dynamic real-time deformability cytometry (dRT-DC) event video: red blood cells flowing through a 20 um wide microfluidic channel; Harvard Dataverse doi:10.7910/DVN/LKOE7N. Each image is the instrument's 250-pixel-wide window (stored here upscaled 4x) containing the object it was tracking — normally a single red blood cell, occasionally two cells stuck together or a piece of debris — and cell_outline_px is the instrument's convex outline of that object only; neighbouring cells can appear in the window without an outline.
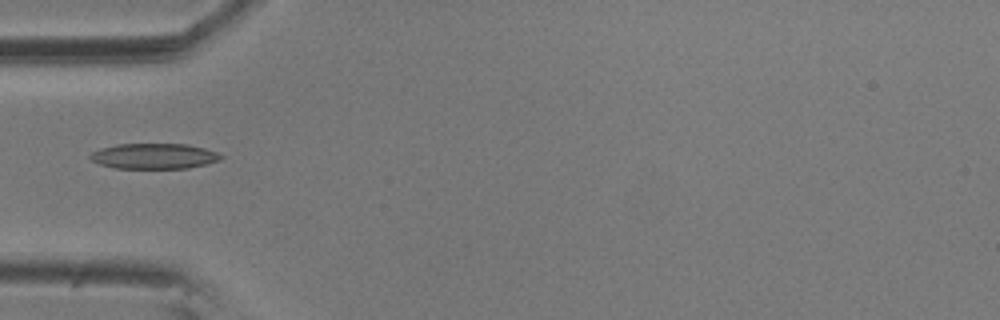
{"species": "common noctule bat (a hibernating species)", "species_latin": "Nyctalus noctula", "temperature_condition": "room temperature", "stored_images_in_passage": 10, "camera_frame_rate_fps": 3000, "um_per_image_px": 0.085, "animal": {"sex": "male", "body_mass_g": 20.5, "forearm_length_mm": 52.5}, "frame": {"image": 1, "passage_image": 5, "time_ms": 1.333, "image_size_px": [1000, 320], "cell_outline_px": [[224, 156], [220, 160], [208, 164], [188, 168], [116, 168], [100, 164], [92, 160], [88, 156], [92, 152], [100, 148], [116, 144], [188, 144], [204, 148], [216, 152]], "centroid_in_image_um": [13.11, 13.27], "position_along_channel_um": 71.9, "area_um2": 19.42}}
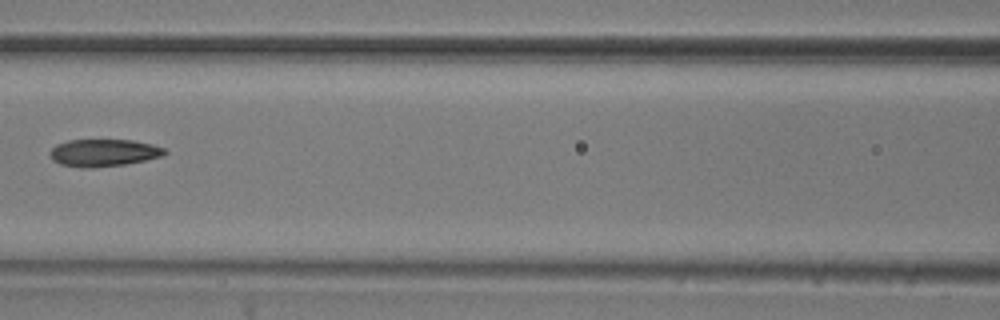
{"frame": {"image": 2, "passage_image": 7, "time_ms": 2.0, "image_size_px": [1000, 320], "cell_outline_px": [[168, 152], [164, 156], [124, 164], [92, 168], [88, 168], [60, 164], [52, 160], [48, 152], [56, 144], [68, 140], [132, 140], [152, 144], [164, 148]], "centroid_in_image_um": [8.8, 12.98], "position_along_channel_um": 157.8, "area_um2": 18.26}}
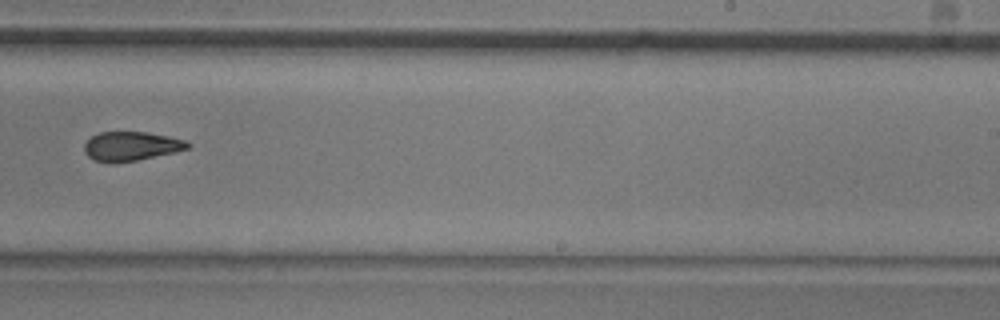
{"frame": {"image": 3, "passage_image": 10, "time_ms": 3.0, "image_size_px": [1000, 320], "cell_outline_px": [[192, 144], [188, 148], [172, 152], [136, 160], [112, 164], [92, 160], [84, 152], [84, 144], [92, 136], [100, 132], [148, 132], [168, 136], [184, 140]], "centroid_in_image_um": [11.09, 12.43], "position_along_channel_um": 277.9, "area_um2": 17.51}}